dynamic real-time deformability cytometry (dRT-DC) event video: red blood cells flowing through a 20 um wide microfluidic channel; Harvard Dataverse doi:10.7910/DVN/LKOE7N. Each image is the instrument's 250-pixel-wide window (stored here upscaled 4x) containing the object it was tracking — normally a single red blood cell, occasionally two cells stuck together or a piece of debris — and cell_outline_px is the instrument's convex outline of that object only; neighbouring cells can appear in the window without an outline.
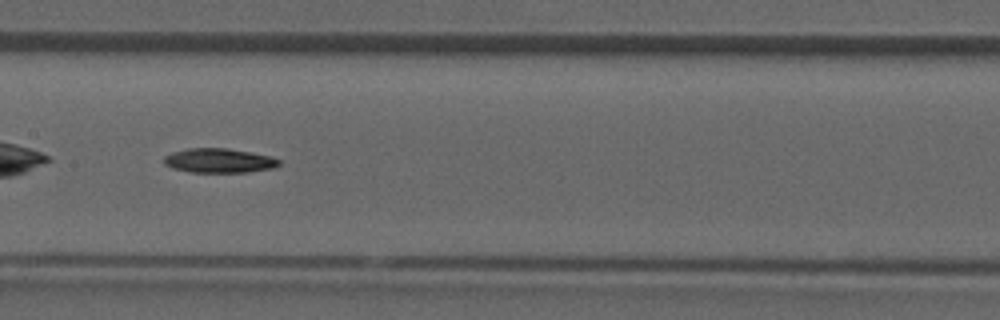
{"species": "common noctule bat (a hibernating species)", "species_latin": "Nyctalus noctula", "temperature_condition": "room temperature", "stored_images_in_passage": 33, "camera_frame_rate_fps": 3000, "um_per_image_px": 0.085, "animal": {"sex": "male", "forearm_length_mm": 52.5}, "frame": {"image": 1, "passage_image": 10, "time_ms": 3.0, "image_size_px": [1000, 320], "cell_outline_px": [[280, 164], [276, 168], [248, 172], [192, 172], [172, 168], [164, 164], [164, 156], [172, 152], [188, 148], [228, 148], [272, 156], [280, 160]], "centroid_in_image_um": [18.65, 13.65], "position_along_channel_um": 188.8, "area_um2": 16.47}}